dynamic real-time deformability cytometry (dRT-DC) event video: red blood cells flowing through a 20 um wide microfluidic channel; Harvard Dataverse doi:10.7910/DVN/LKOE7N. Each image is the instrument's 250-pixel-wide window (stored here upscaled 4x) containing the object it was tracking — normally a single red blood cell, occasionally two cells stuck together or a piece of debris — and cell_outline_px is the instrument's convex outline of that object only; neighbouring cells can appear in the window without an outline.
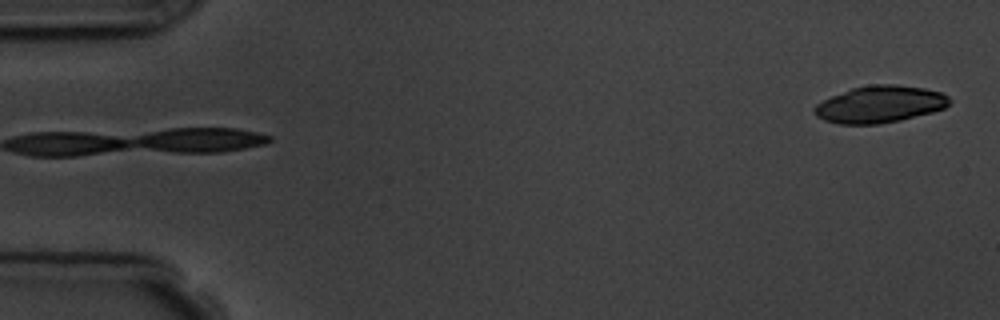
{"species": "common noctule bat (a hibernating species)", "species_latin": "Nyctalus noctula", "temperature_condition": "room temperature", "stored_images_in_passage": 5, "camera_frame_rate_fps": 3000, "um_per_image_px": 0.085, "animal": {"sex": "male", "body_mass_g": 19.5, "forearm_length_mm": 54.6}, "frame": {"image": 1, "passage_image": 5, "time_ms": 5.333, "image_size_px": [1000, 320], "cell_outline_px": [[952, 100], [944, 108], [932, 112], [900, 120], [880, 124], [840, 124], [824, 120], [816, 116], [812, 108], [816, 104], [832, 96], [852, 88], [868, 84], [896, 84], [924, 88], [940, 92], [948, 96]], "centroid_in_image_um": [74.78, 8.86], "position_along_channel_um": 10.2, "area_um2": 29.07}}